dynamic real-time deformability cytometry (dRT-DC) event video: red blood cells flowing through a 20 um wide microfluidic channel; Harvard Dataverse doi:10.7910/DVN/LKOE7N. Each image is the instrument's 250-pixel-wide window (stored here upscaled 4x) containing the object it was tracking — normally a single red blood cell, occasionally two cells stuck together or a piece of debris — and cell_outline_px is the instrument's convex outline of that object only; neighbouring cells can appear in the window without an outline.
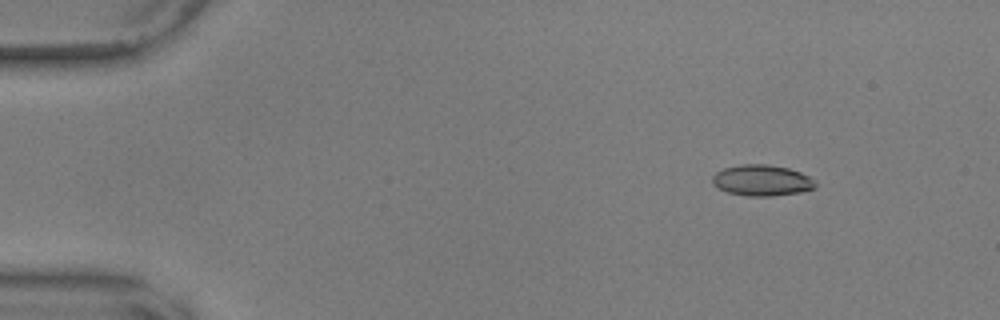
{"species": "common noctule bat (a hibernating species)", "species_latin": "Nyctalus noctula", "temperature_condition": "warm", "stored_images_in_passage": 56, "camera_frame_rate_fps": 3000, "um_per_image_px": 0.085, "animal": {"sex": "male", "body_mass_g": 17.9, "forearm_length_mm": 54.2}, "frame": {"image": 1, "passage_image": 7, "time_ms": 2.0, "image_size_px": [1000, 320], "cell_outline_px": [[816, 188], [800, 192], [772, 196], [748, 196], [728, 192], [712, 184], [712, 176], [716, 172], [724, 168], [740, 164], [768, 164], [788, 168], [800, 172], [816, 180]], "centroid_in_image_um": [64.77, 15.33], "position_along_channel_um": 20.2, "area_um2": 18.67}}
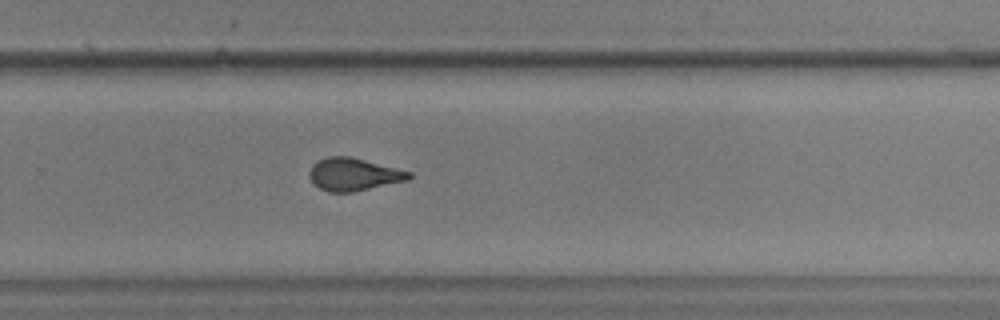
{"frame": {"image": 2, "passage_image": 38, "time_ms": 12.333, "image_size_px": [1000, 320], "cell_outline_px": [[412, 176], [408, 180], [352, 192], [328, 192], [312, 184], [308, 176], [308, 172], [312, 164], [328, 156], [348, 156], [412, 172]], "centroid_in_image_um": [30.01, 14.83], "position_along_channel_um": 299.8, "area_um2": 18.9}}
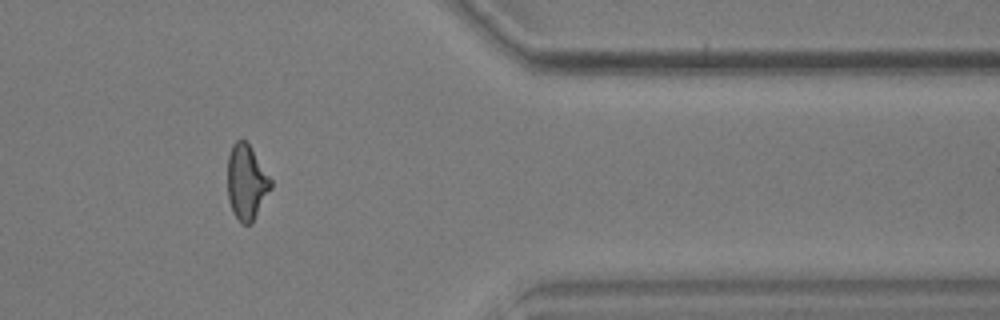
{"frame": {"image": 3, "passage_image": 47, "time_ms": 15.333, "image_size_px": [1000, 320], "cell_outline_px": [[272, 188], [252, 224], [244, 224], [232, 212], [228, 200], [228, 156], [232, 144], [236, 140], [244, 140], [248, 144], [272, 180]], "centroid_in_image_um": [20.95, 15.51], "position_along_channel_um": 390.4, "area_um2": 18.84}, "authors_computed_cell_mechanics": {"area_um2": 19.074, "velocity_mm_per_s": 3.6149, "shape_relaxation_time_tau1_ms": null, "shape_relaxation_time_tau2_ms": 1.3696, "deformation_change_tau1": null, "deformation_change_tau2": 0.0756}}